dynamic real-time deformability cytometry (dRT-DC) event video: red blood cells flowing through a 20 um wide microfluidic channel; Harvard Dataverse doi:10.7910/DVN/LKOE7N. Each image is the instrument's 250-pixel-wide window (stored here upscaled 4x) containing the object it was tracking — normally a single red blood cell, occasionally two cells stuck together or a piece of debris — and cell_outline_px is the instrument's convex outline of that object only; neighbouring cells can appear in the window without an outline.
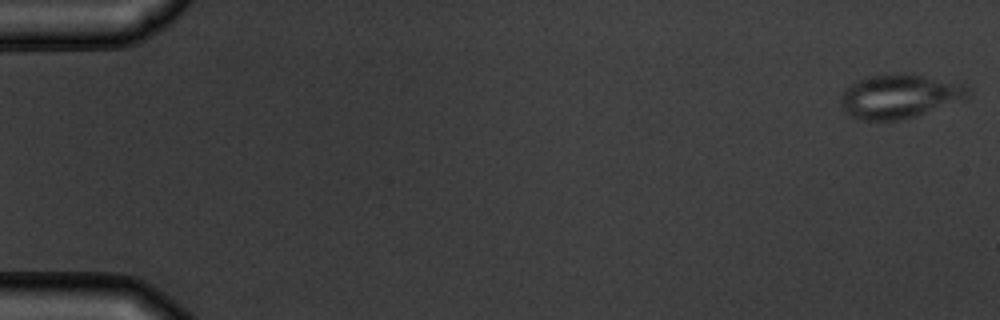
{"species": "common noctule bat (a hibernating species)", "species_latin": "Nyctalus noctula", "temperature_condition": "warm", "stored_images_in_passage": 8, "camera_frame_rate_fps": 3000, "um_per_image_px": 0.085, "animal": {"sex": "male", "body_mass_g": 19.5, "forearm_length_mm": 54.6}, "frame": {"image": 1, "passage_image": 1, "time_ms": 0.0, "image_size_px": [1000, 320], "cell_outline_px": [[972, 88], [964, 96], [912, 116], [900, 120], [860, 120], [844, 112], [840, 108], [840, 96], [856, 80], [868, 76], [888, 72], [904, 72], [964, 80], [972, 84]], "centroid_in_image_um": [76.45, 8.1], "position_along_channel_um": 8.5, "area_um2": 33.0}}